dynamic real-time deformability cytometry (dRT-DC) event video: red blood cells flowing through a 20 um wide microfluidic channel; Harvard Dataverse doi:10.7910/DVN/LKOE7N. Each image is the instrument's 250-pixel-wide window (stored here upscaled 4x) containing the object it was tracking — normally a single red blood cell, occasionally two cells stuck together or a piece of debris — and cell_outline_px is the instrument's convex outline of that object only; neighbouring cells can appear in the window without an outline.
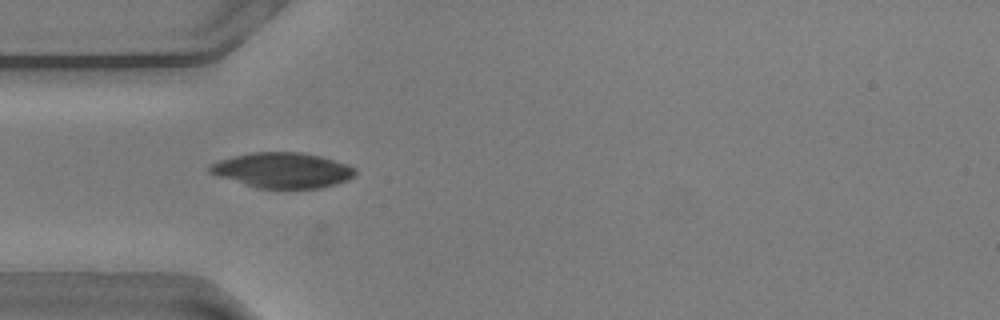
{"species": "common noctule bat (a hibernating species)", "species_latin": "Nyctalus noctula", "temperature_condition": "warm", "stored_images_in_passage": 54, "camera_frame_rate_fps": 3000, "um_per_image_px": 0.085, "animal": {"sex": "male", "body_mass_g": 20.5, "forearm_length_mm": 52.5}, "frame": {"image": 1, "passage_image": 15, "time_ms": 4.667, "image_size_px": [1000, 320], "cell_outline_px": [[356, 172], [348, 180], [336, 184], [320, 188], [256, 188], [208, 172], [208, 168], [212, 164], [220, 160], [232, 156], [252, 152], [300, 152], [320, 156], [348, 164], [356, 168]], "centroid_in_image_um": [24.04, 14.47], "position_along_channel_um": 61.0, "area_um2": 29.77}}
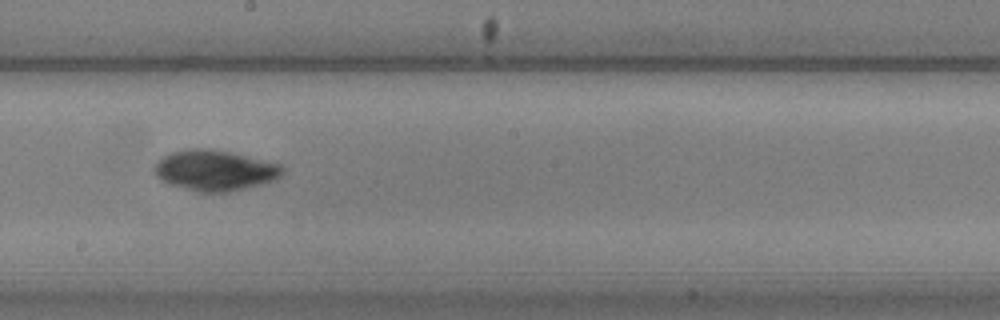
{"frame": {"image": 2, "passage_image": 29, "time_ms": 9.333, "image_size_px": [1000, 320], "cell_outline_px": [[284, 172], [276, 180], [228, 192], [196, 192], [168, 184], [160, 180], [156, 176], [152, 168], [164, 156], [172, 152], [188, 148], [208, 148], [232, 152], [280, 164], [284, 168]], "centroid_in_image_um": [18.24, 14.48], "position_along_channel_um": 230.0, "area_um2": 30.46}}
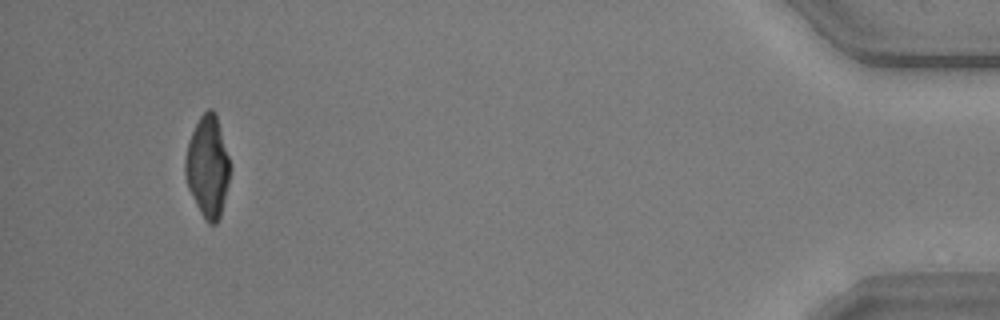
{"frame": {"image": 3, "passage_image": 51, "time_ms": 16.667, "image_size_px": [1000, 320], "cell_outline_px": [[232, 168], [220, 216], [216, 224], [208, 224], [204, 220], [188, 188], [184, 172], [184, 160], [188, 144], [192, 132], [200, 116], [208, 108], [212, 108], [216, 112]], "centroid_in_image_um": [17.66, 14.16], "position_along_channel_um": 417.5, "area_um2": 26.65}, "authors_computed_cell_mechanics": {"area_um2": 27.9463, "velocity_mm_per_s": 3.6139, "shape_relaxation_time_tau1_ms": 6.6246, "shape_relaxation_time_tau2_ms": 3.684, "deformation_change_tau1": 0.1678, "deformation_change_tau2": 0.0508}}